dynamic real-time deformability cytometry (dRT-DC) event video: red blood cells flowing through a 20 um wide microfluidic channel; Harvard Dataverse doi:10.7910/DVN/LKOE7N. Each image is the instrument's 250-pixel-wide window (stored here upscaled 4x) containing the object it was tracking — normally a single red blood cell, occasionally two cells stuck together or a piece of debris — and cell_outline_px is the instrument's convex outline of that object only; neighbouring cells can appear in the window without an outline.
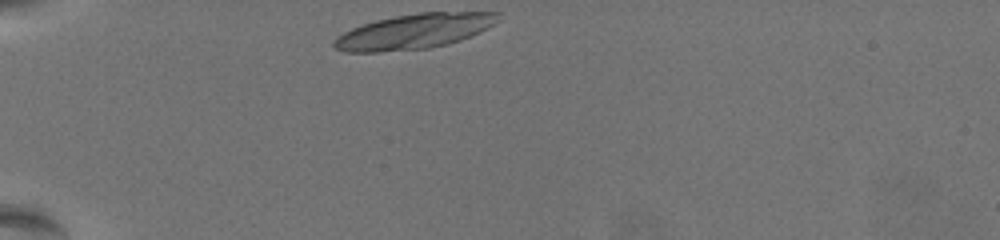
{"species": "common noctule bat (a hibernating species)", "species_latin": "Nyctalus noctula", "temperature_condition": "warm", "stored_images_in_passage": 34, "camera_frame_rate_fps": 3000, "um_per_image_px": 0.085, "animal": {"sex": "female", "body_mass_g": 19.5, "forearm_length_mm": 54.1}, "frame": {"image": 1, "passage_image": 1, "time_ms": 0.0, "image_size_px": [1000, 240], "cell_outline_px": [[500, 20], [496, 24], [480, 32], [460, 40], [448, 44], [428, 48], [376, 52], [344, 52], [336, 48], [332, 44], [336, 36], [352, 28], [376, 20], [396, 16], [420, 12], [500, 12]], "centroid_in_image_um": [35.24, 2.66], "position_along_channel_um": 49.8, "area_um2": 33.41}}